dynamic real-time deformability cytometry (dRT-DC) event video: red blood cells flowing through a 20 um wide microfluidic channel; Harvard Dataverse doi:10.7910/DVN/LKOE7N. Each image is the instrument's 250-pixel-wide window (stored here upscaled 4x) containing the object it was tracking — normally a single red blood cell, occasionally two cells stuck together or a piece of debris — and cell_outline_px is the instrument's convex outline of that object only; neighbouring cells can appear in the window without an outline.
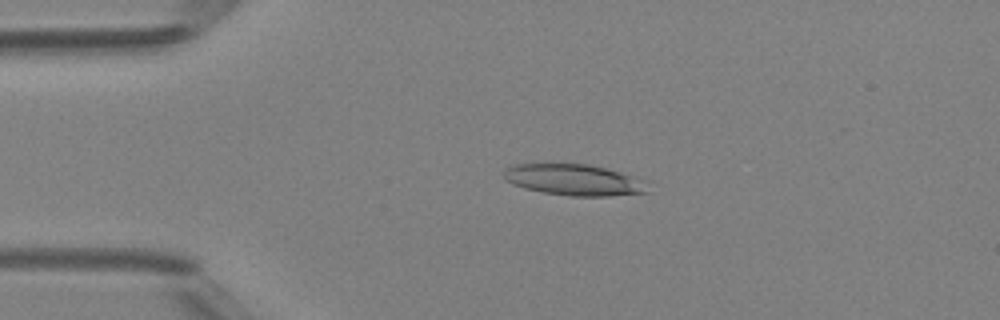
{"species": "Egyptian fruit bat (a non-hibernating species)", "species_latin": "Rousettus aegyptiacus", "temperature_condition": "room temperature", "stored_images_in_passage": 33, "camera_frame_rate_fps": 3000, "um_per_image_px": 0.085, "animal": {"sex": "female"}, "frame": {"image": 1, "passage_image": 11, "time_ms": 3.333, "image_size_px": [1000, 320], "cell_outline_px": [[648, 192], [608, 196], [568, 196], [544, 192], [524, 188], [512, 184], [504, 180], [504, 168], [512, 164], [588, 164], [620, 172], [632, 176]], "centroid_in_image_um": [48.63, 15.28], "position_along_channel_um": 36.4, "area_um2": 25.61}}
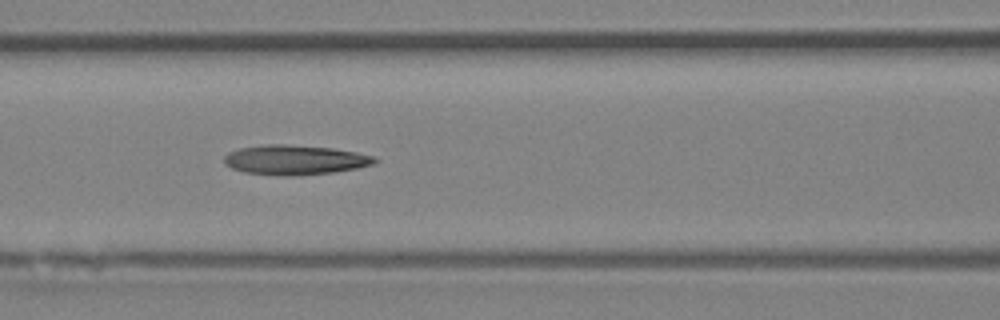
{"frame": {"image": 2, "passage_image": 21, "time_ms": 6.667, "image_size_px": [1000, 320], "cell_outline_px": [[380, 160], [372, 164], [356, 168], [332, 172], [292, 176], [280, 176], [244, 172], [232, 168], [224, 160], [224, 156], [228, 152], [240, 148], [268, 144], [284, 144], [332, 148], [356, 152], [376, 156]], "centroid_in_image_um": [25.09, 13.59], "position_along_channel_um": 141.5, "area_um2": 25.95}}
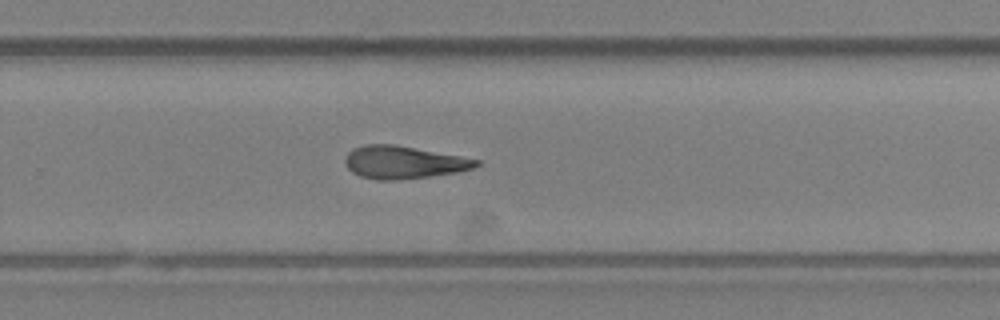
{"frame": {"image": 3, "passage_image": 32, "time_ms": 10.333, "image_size_px": [1000, 320], "cell_outline_px": [[480, 164], [472, 168], [456, 172], [428, 176], [396, 180], [376, 180], [360, 176], [352, 172], [348, 168], [344, 160], [344, 156], [352, 148], [364, 144], [396, 144], [460, 156], [480, 160]], "centroid_in_image_um": [34.25, 13.78], "position_along_channel_um": 295.6, "area_um2": 24.97}}